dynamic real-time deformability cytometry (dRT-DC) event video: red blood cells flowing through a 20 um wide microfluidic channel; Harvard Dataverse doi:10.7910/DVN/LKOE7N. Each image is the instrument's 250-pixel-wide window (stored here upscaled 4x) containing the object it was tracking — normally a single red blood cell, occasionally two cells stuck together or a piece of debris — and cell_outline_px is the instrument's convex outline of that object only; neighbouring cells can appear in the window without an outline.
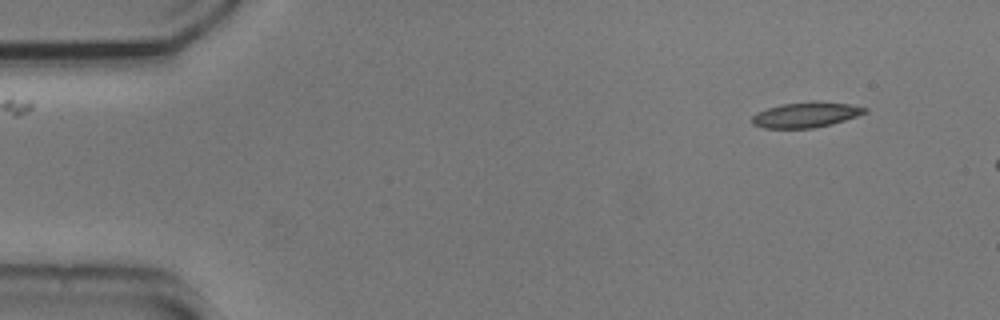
{"species": "common noctule bat (a hibernating species)", "species_latin": "Nyctalus noctula", "temperature_condition": "cold", "stored_images_in_passage": 7, "camera_frame_rate_fps": 3000, "um_per_image_px": 0.085, "animal": {"sex": "male", "body_mass_g": 20.5, "forearm_length_mm": 52.5}, "frame": {"image": 1, "passage_image": 1, "time_ms": 0.0, "image_size_px": [1000, 320], "cell_outline_px": [[868, 112], [832, 124], [816, 128], [764, 128], [752, 124], [752, 116], [756, 112], [768, 108], [784, 104], [816, 100], [848, 104], [868, 108]], "centroid_in_image_um": [68.51, 9.75], "position_along_channel_um": 16.5, "area_um2": 16.7}}